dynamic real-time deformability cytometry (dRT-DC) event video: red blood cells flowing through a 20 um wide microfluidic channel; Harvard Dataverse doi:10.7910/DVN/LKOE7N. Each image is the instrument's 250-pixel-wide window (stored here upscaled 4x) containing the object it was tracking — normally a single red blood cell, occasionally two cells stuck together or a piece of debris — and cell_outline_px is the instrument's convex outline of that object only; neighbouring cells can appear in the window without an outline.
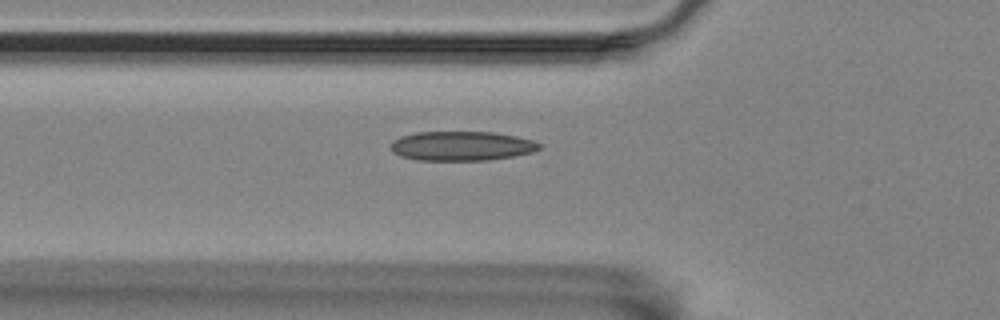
{"species": "Egyptian fruit bat (a non-hibernating species)", "species_latin": "Rousettus aegyptiacus", "temperature_condition": "room temperature", "stored_images_in_passage": 6, "camera_frame_rate_fps": 3000, "um_per_image_px": 0.085, "animal": {"sex": "female"}, "frame": {"image": 1, "passage_image": 6, "time_ms": 6.333, "image_size_px": [1000, 320], "cell_outline_px": [[544, 144], [540, 148], [532, 152], [512, 156], [488, 160], [416, 160], [400, 156], [392, 152], [392, 140], [400, 136], [416, 132], [492, 132], [516, 136], [532, 140]], "centroid_in_image_um": [39.23, 12.4], "position_along_channel_um": 86.6, "area_um2": 25.49}}